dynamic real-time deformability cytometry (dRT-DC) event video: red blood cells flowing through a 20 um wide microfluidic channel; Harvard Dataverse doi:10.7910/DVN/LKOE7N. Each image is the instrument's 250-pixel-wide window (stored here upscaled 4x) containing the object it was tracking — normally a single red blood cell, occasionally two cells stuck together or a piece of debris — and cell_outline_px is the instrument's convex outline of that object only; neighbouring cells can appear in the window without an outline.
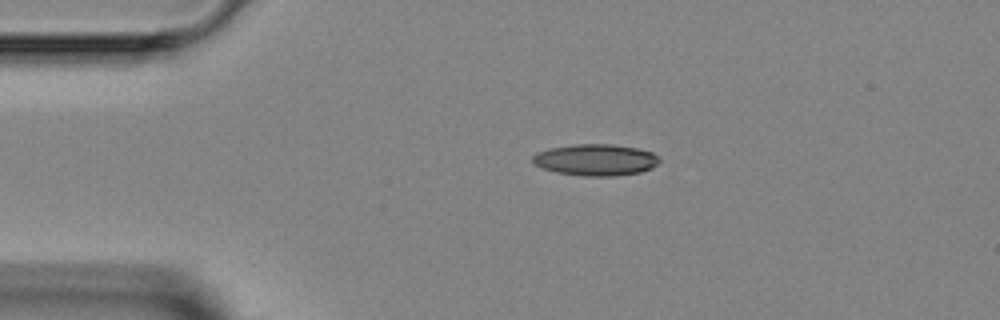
{"species": "Egyptian fruit bat (a non-hibernating species)", "species_latin": "Rousettus aegyptiacus", "temperature_condition": "room temperature", "stored_images_in_passage": 3, "camera_frame_rate_fps": 3000, "um_per_image_px": 0.085, "animal": {"sex": "female"}, "frame": {"image": 1, "passage_image": 2, "time_ms": 1.0, "image_size_px": [1000, 320], "cell_outline_px": [[660, 160], [652, 168], [640, 172], [616, 176], [584, 176], [556, 172], [532, 164], [532, 156], [536, 152], [548, 148], [572, 144], [612, 144], [636, 148], [652, 152], [660, 156]], "centroid_in_image_um": [50.61, 13.58], "position_along_channel_um": 34.4, "area_um2": 23.47}}